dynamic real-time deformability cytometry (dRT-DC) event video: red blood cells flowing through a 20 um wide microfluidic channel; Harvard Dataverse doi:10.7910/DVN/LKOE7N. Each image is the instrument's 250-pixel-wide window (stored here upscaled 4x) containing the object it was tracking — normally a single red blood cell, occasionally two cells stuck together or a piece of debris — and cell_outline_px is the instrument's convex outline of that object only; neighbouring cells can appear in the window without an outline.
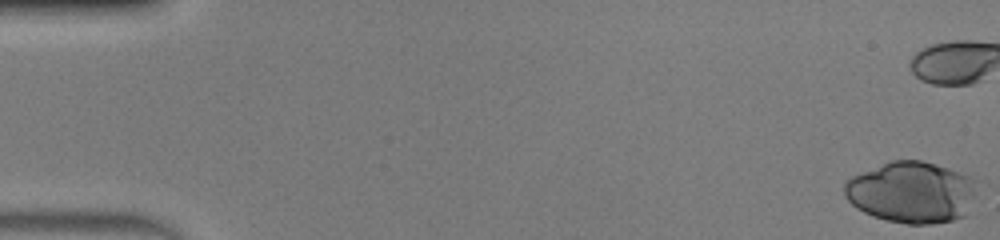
{"species": "human", "species_latin": "Homo sapiens", "temperature_condition": "warm", "stored_images_in_passage": 39, "camera_frame_rate_fps": 3000, "um_per_image_px": 0.085, "donor": {"sex": "male"}, "frame": {"image": 1, "passage_image": 1, "time_ms": 0.0, "image_size_px": [1000, 240], "cell_outline_px": [[980, 184], [964, 216], [952, 220], [932, 224], [908, 224], [888, 220], [872, 216], [856, 208], [844, 196], [844, 180], [852, 176], [892, 160], [920, 160], [948, 168], [972, 176], [980, 180]], "centroid_in_image_um": [77.51, 16.33], "position_along_channel_um": 7.5, "area_um2": 47.74}}